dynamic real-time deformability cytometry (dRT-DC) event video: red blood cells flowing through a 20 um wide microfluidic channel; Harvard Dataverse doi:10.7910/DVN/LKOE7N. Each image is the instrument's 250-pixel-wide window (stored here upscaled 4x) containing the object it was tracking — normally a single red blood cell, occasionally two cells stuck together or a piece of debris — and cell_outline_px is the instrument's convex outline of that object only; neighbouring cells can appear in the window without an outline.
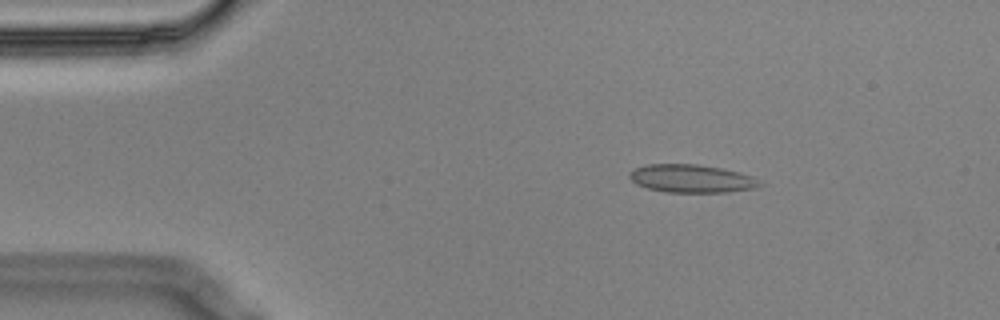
{"species": "Egyptian fruit bat (a non-hibernating species)", "species_latin": "Rousettus aegyptiacus", "temperature_condition": "cold", "stored_images_in_passage": 5, "camera_frame_rate_fps": 3000, "um_per_image_px": 0.085, "animal": {"sex": "male"}, "frame": {"image": 1, "passage_image": 2, "time_ms": 0.333, "image_size_px": [1000, 320], "cell_outline_px": [[760, 184], [756, 188], [728, 192], [664, 192], [648, 188], [636, 184], [628, 176], [628, 172], [636, 168], [648, 164], [696, 164], [720, 168], [740, 172], [752, 176]], "centroid_in_image_um": [58.74, 15.18], "position_along_channel_um": 26.3, "area_um2": 21.15}}
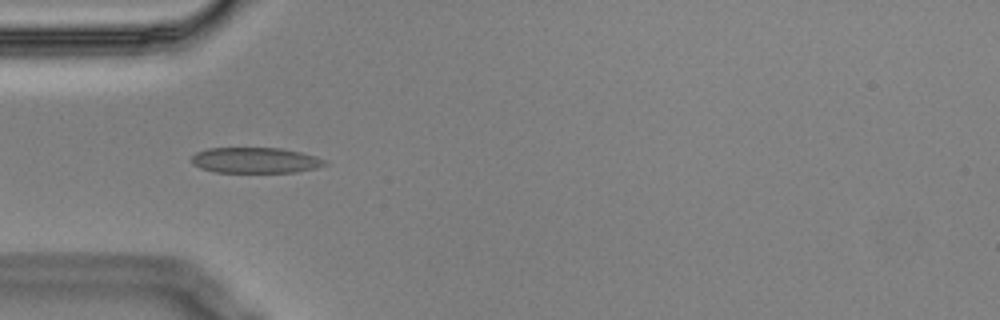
{"frame": {"image": 2, "passage_image": 4, "time_ms": 1.0, "image_size_px": [1000, 320], "cell_outline_px": [[328, 164], [316, 168], [296, 172], [216, 172], [200, 168], [192, 164], [192, 156], [196, 152], [208, 148], [280, 148], [300, 152], [316, 156], [324, 160]], "centroid_in_image_um": [21.69, 13.62], "position_along_channel_um": 63.3, "area_um2": 19.88}}
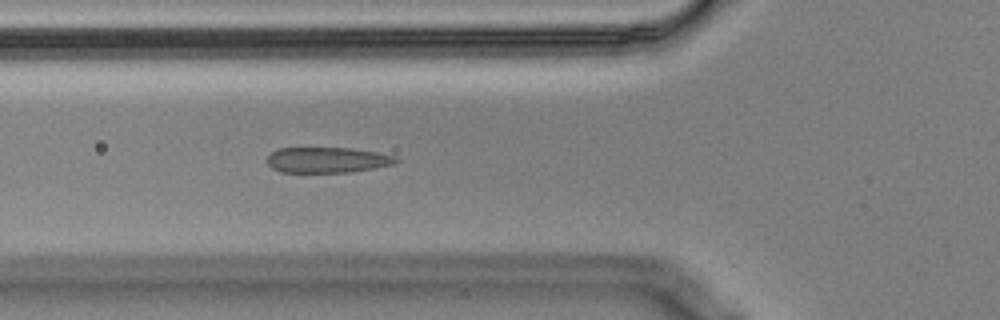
{"frame": {"image": 3, "passage_image": 5, "time_ms": 1.333, "image_size_px": [1000, 320], "cell_outline_px": [[400, 160], [396, 164], [376, 168], [348, 172], [280, 172], [272, 168], [268, 164], [268, 156], [272, 152], [280, 148], [352, 148], [376, 152], [396, 156]], "centroid_in_image_um": [27.87, 13.6], "position_along_channel_um": 97.9, "area_um2": 19.25}}